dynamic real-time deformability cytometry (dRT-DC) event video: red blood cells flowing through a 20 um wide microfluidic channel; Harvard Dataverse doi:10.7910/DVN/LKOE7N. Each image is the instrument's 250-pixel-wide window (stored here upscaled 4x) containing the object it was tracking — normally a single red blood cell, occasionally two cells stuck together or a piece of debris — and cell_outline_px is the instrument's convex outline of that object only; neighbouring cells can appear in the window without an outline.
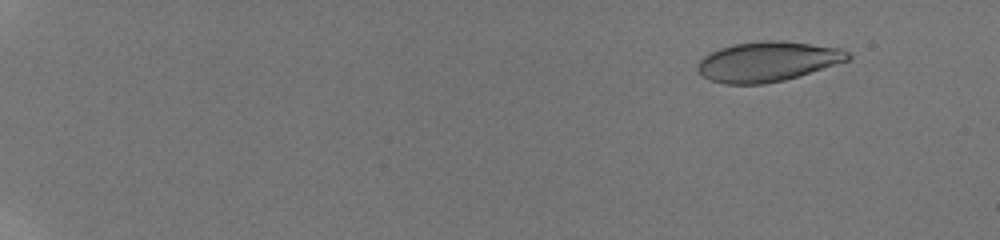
{"species": "human", "species_latin": "Homo sapiens", "temperature_condition": "room temperature", "stored_images_in_passage": 58, "camera_frame_rate_fps": 3000, "um_per_image_px": 0.085, "donor": {"sex": "male"}, "frame": {"image": 1, "passage_image": 7, "time_ms": 2.0, "image_size_px": [1000, 240], "cell_outline_px": [[852, 56], [848, 60], [784, 80], [764, 84], [724, 84], [712, 80], [704, 76], [696, 68], [696, 64], [708, 52], [732, 44], [760, 40], [776, 40], [840, 48], [848, 52]], "centroid_in_image_um": [65.19, 5.22], "position_along_channel_um": 19.8, "area_um2": 34.68}}
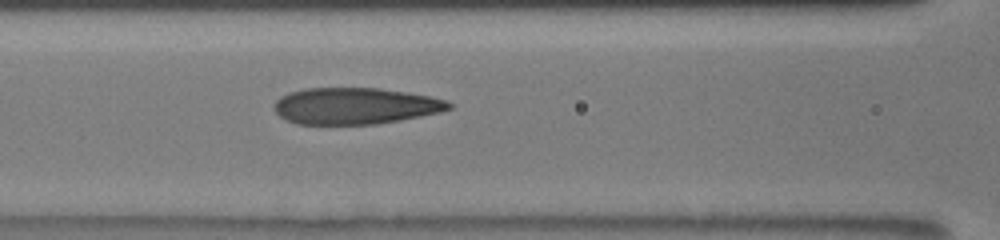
{"frame": {"image": 2, "passage_image": 30, "time_ms": 9.667, "image_size_px": [1000, 240], "cell_outline_px": [[452, 108], [440, 112], [400, 120], [376, 124], [296, 124], [280, 116], [276, 112], [276, 100], [280, 96], [288, 92], [308, 88], [376, 88], [408, 92], [448, 100], [452, 104]], "centroid_in_image_um": [30.21, 9.0], "position_along_channel_um": 136.4, "area_um2": 37.05}}
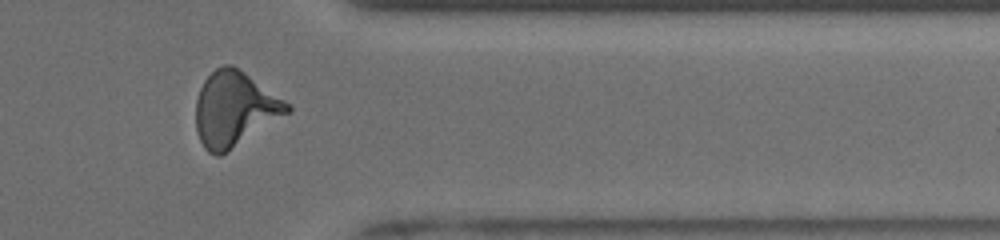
{"frame": {"image": 3, "passage_image": 50, "time_ms": 16.333, "image_size_px": [1000, 240], "cell_outline_px": [[292, 112], [220, 156], [216, 156], [208, 152], [204, 148], [196, 132], [196, 100], [200, 88], [204, 80], [216, 68], [224, 64], [232, 64], [292, 104]], "centroid_in_image_um": [19.96, 9.28], "position_along_channel_um": 391.4, "area_um2": 40.06}, "authors_computed_cell_mechanics": {"area_um2": 36.992, "velocity_mm_per_s": 3.8875, "shape_relaxation_time_tau1_ms": 4.6113, "shape_relaxation_time_tau2_ms": 1.1801, "deformation_change_tau1": 0.1974, "deformation_change_tau2": 0.0739}}